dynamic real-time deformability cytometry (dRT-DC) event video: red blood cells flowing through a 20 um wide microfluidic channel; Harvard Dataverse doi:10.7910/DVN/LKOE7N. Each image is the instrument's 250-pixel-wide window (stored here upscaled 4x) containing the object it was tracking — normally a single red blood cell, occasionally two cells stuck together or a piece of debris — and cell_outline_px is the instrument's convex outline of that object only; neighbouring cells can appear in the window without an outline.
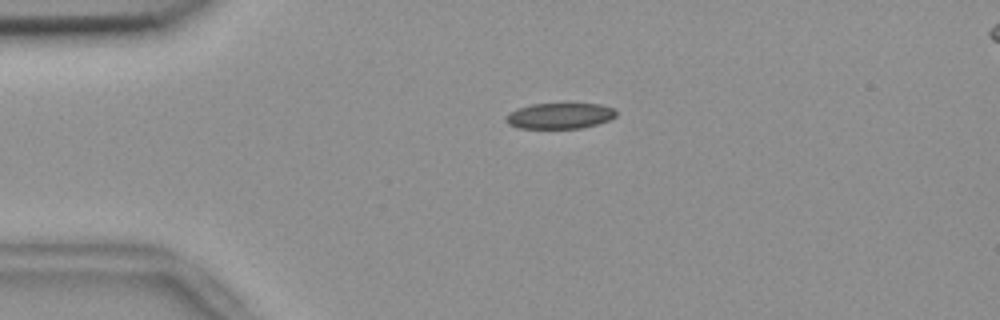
{"species": "common noctule bat (a hibernating species)", "species_latin": "Nyctalus noctula", "temperature_condition": "room temperature", "stored_images_in_passage": 54, "camera_frame_rate_fps": 3000, "um_per_image_px": 0.085, "animal": {"sex": "female", "body_mass_g": 18.4}, "frame": {"image": 1, "passage_image": 11, "time_ms": 3.333, "image_size_px": [1000, 320], "cell_outline_px": [[616, 116], [608, 120], [584, 128], [520, 128], [508, 124], [504, 120], [504, 116], [508, 112], [516, 108], [532, 104], [600, 104], [616, 108]], "centroid_in_image_um": [47.55, 9.84], "position_along_channel_um": 37.5, "area_um2": 16.7}}
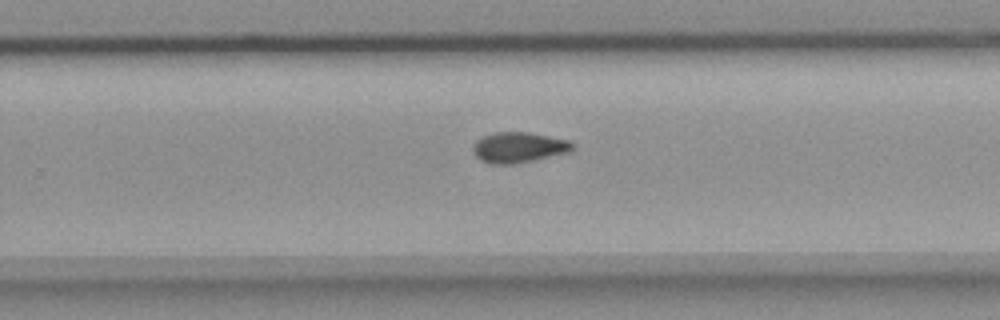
{"frame": {"image": 2, "passage_image": 34, "time_ms": 11.0, "image_size_px": [1000, 320], "cell_outline_px": [[576, 148], [568, 152], [532, 160], [512, 164], [488, 164], [480, 160], [476, 156], [472, 148], [476, 140], [484, 136], [496, 132], [528, 132], [568, 140]], "centroid_in_image_um": [44.06, 12.53], "position_along_channel_um": 285.7, "area_um2": 17.51}}
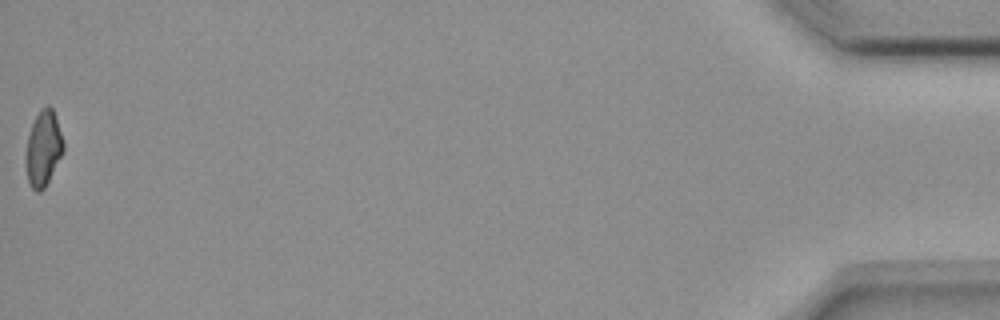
{"frame": {"image": 3, "passage_image": 54, "time_ms": 17.667, "image_size_px": [1000, 320], "cell_outline_px": [[64, 152], [44, 188], [40, 192], [36, 192], [32, 188], [28, 180], [24, 160], [28, 136], [32, 124], [40, 108], [48, 104], [52, 108], [56, 116], [64, 140]], "centroid_in_image_um": [3.69, 12.6], "position_along_channel_um": 431.5, "area_um2": 16.76}, "authors_computed_cell_mechanics": {"area_um2": 17.1666, "velocity_mm_per_s": 3.6717, "shape_relaxation_time_tau1_ms": 8.2627, "shape_relaxation_time_tau2_ms": 3.7084, "deformation_change_tau1": 0.1554, "deformation_change_tau2": 0.0913}}